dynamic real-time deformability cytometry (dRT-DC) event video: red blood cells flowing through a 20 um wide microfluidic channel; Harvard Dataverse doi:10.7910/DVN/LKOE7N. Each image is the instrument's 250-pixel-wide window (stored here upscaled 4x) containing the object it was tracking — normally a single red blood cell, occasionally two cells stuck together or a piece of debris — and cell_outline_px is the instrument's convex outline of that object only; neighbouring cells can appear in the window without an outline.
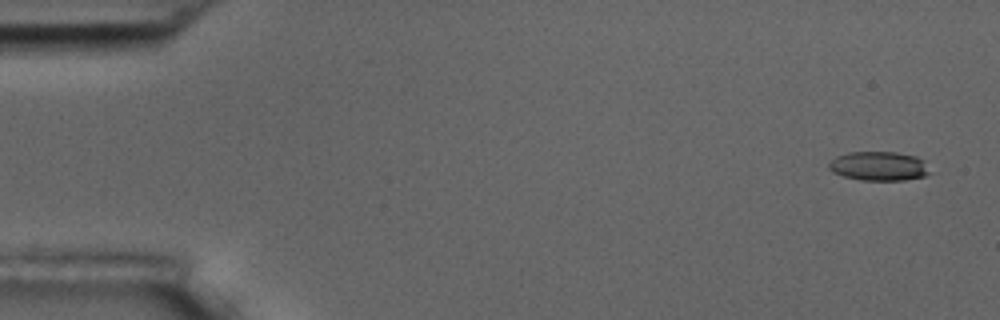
{"species": "common noctule bat (a hibernating species)", "species_latin": "Nyctalus noctula", "temperature_condition": "room temperature", "stored_images_in_passage": 5, "camera_frame_rate_fps": 3000, "um_per_image_px": 0.085, "animal": {"sex": "male", "body_mass_g": 17.5, "forearm_length_mm": 52.3}, "frame": {"image": 1, "passage_image": 1, "time_ms": 0.0, "image_size_px": [1000, 320], "cell_outline_px": [[932, 172], [924, 176], [904, 180], [860, 180], [844, 176], [832, 172], [828, 168], [828, 164], [836, 156], [848, 152], [896, 152], [916, 156], [924, 160]], "centroid_in_image_um": [74.72, 14.11], "position_along_channel_um": 10.3, "area_um2": 17.28}}
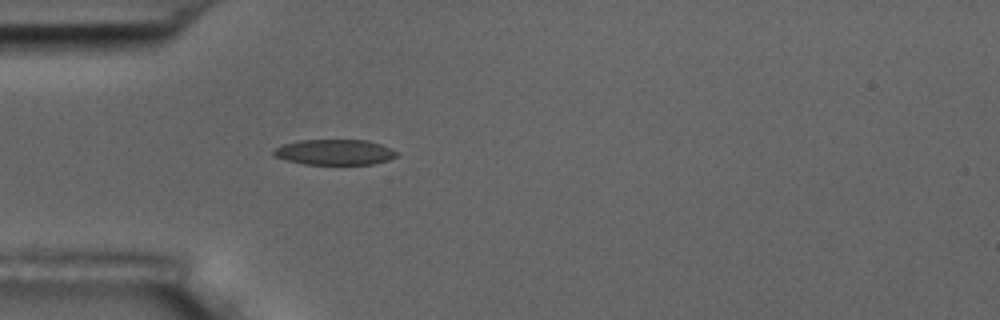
{"frame": {"image": 2, "passage_image": 5, "time_ms": 4.667, "image_size_px": [1000, 320], "cell_outline_px": [[396, 156], [388, 160], [372, 164], [304, 164], [288, 160], [276, 156], [272, 152], [276, 148], [284, 144], [300, 140], [368, 140], [380, 144], [396, 152]], "centroid_in_image_um": [28.44, 12.93], "position_along_channel_um": 56.6, "area_um2": 17.92}}